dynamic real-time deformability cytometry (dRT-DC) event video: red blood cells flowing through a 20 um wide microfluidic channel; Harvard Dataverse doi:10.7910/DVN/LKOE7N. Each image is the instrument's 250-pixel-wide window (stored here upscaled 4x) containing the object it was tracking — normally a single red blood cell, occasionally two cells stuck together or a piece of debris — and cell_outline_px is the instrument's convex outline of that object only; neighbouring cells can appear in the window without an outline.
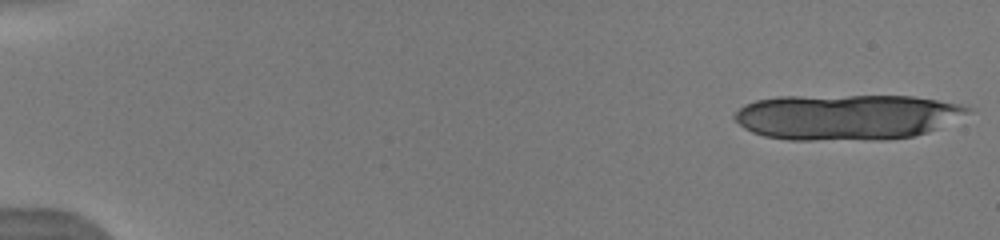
{"species": "human", "species_latin": "Homo sapiens", "temperature_condition": "warm", "stored_images_in_passage": 32, "camera_frame_rate_fps": 3000, "um_per_image_px": 0.085, "donor": {"sex": "male"}, "frame": {"image": 1, "passage_image": 1, "time_ms": 0.0, "image_size_px": [1000, 240], "cell_outline_px": [[976, 108], [928, 132], [912, 136], [880, 140], [788, 140], [764, 136], [752, 132], [744, 128], [732, 116], [744, 104], [756, 100], [780, 96], [912, 96], [960, 104]], "centroid_in_image_um": [71.92, 9.94], "position_along_channel_um": 13.1, "area_um2": 61.85}}
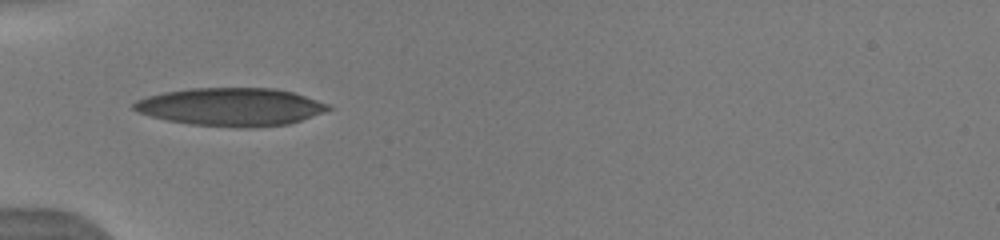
{"frame": {"image": 2, "passage_image": 12, "time_ms": 5.667, "image_size_px": [1000, 240], "cell_outline_px": [[332, 108], [324, 112], [288, 124], [248, 128], [192, 124], [168, 120], [136, 112], [132, 108], [132, 104], [136, 100], [148, 96], [164, 92], [188, 88], [276, 88], [292, 92], [328, 104]], "centroid_in_image_um": [19.6, 9.08], "position_along_channel_um": 65.4, "area_um2": 42.77}}
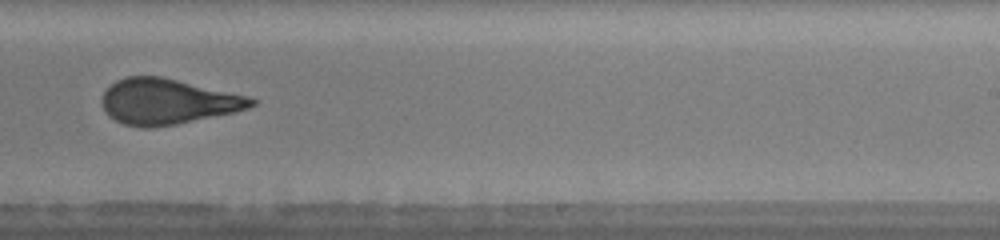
{"frame": {"image": 3, "passage_image": 23, "time_ms": 11.0, "image_size_px": [1000, 240], "cell_outline_px": [[256, 104], [248, 108], [232, 112], [176, 124], [152, 128], [144, 128], [124, 124], [108, 116], [100, 100], [104, 92], [116, 80], [124, 76], [160, 76], [248, 96], [256, 100]], "centroid_in_image_um": [14.2, 8.63], "position_along_channel_um": 274.8, "area_um2": 39.3}, "authors_computed_cell_mechanics": {"area_um2": 40.8357, "velocity_mm_per_s": 4.0188, "shape_relaxation_time_tau1_ms": 6.0492, "shape_relaxation_time_tau2_ms": 1.0407, "deformation_change_tau1": 0.2225, "deformation_change_tau2": 0.0821}}